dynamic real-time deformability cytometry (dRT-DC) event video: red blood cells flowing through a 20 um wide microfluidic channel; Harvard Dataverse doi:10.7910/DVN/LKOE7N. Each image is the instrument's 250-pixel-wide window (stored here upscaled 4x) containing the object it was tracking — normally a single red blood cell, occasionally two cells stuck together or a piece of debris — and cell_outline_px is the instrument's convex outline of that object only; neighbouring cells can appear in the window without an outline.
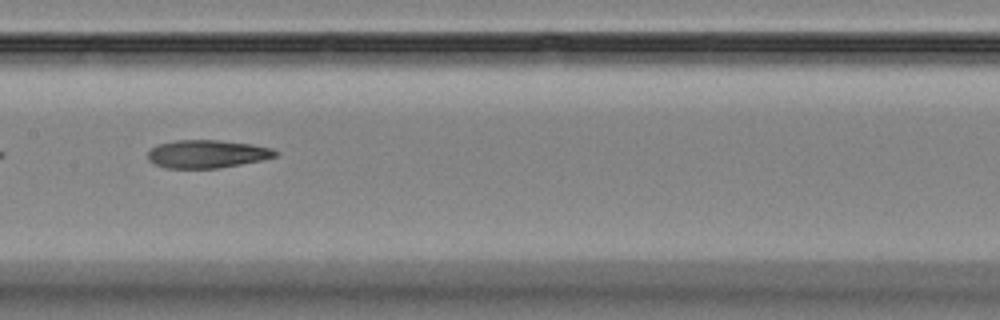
{"species": "Egyptian fruit bat (a non-hibernating species)", "species_latin": "Rousettus aegyptiacus", "temperature_condition": "room temperature", "stored_images_in_passage": 8, "camera_frame_rate_fps": 3000, "um_per_image_px": 0.085, "animal": {"sex": "female"}, "frame": {"image": 1, "passage_image": 6, "time_ms": 5.667, "image_size_px": [1000, 320], "cell_outline_px": [[280, 152], [276, 156], [264, 160], [216, 168], [164, 168], [148, 160], [148, 152], [156, 144], [176, 140], [216, 140], [252, 144], [272, 148]], "centroid_in_image_um": [17.61, 13.08], "position_along_channel_um": 189.8, "area_um2": 20.87}}
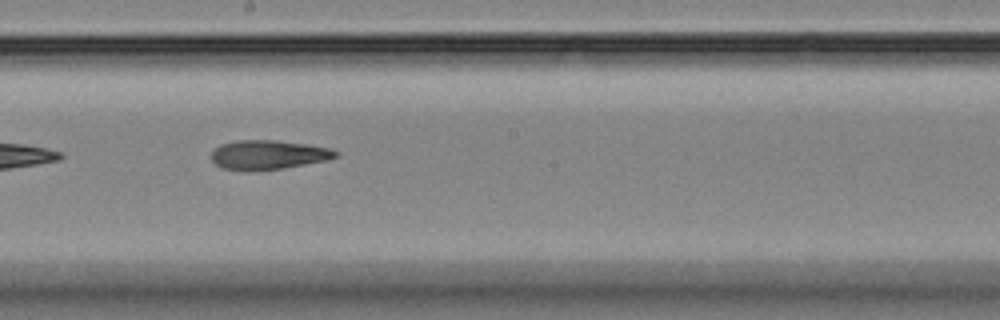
{"frame": {"image": 2, "passage_image": 7, "time_ms": 6.667, "image_size_px": [1000, 320], "cell_outline_px": [[340, 156], [328, 160], [284, 168], [244, 172], [220, 168], [212, 160], [212, 152], [220, 144], [236, 140], [276, 140], [308, 144], [328, 148], [340, 152]], "centroid_in_image_um": [22.8, 13.17], "position_along_channel_um": 225.4, "area_um2": 21.56}}
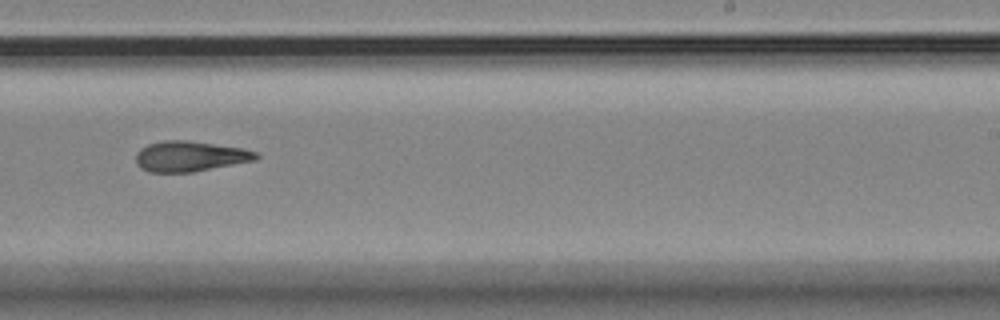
{"frame": {"image": 3, "passage_image": 8, "time_ms": 8.0, "image_size_px": [1000, 320], "cell_outline_px": [[260, 156], [256, 160], [192, 172], [148, 172], [140, 168], [136, 164], [136, 152], [140, 148], [148, 144], [164, 140], [188, 140], [244, 148], [256, 152]], "centroid_in_image_um": [16.13, 13.28], "position_along_channel_um": 272.9, "area_um2": 21.44}}